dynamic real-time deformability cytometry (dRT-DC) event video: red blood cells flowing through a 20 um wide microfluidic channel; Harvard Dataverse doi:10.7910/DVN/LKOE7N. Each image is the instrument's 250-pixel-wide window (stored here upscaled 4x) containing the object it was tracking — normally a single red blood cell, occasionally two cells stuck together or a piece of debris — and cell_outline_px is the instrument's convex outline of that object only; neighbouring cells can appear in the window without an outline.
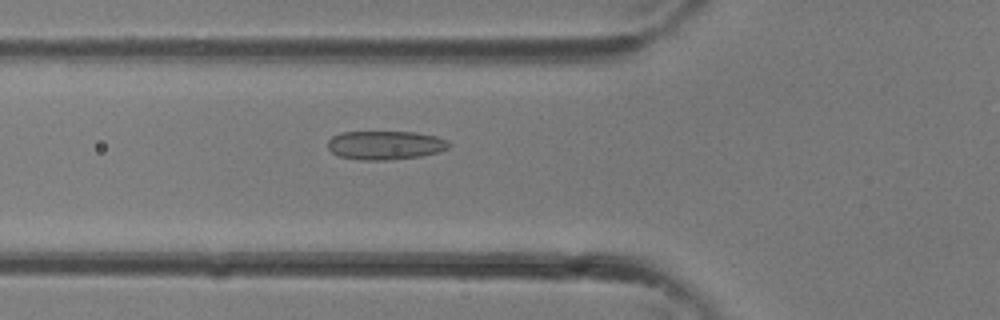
{"species": "common noctule bat (a hibernating species)", "species_latin": "Nyctalus noctula", "temperature_condition": "room temperature", "stored_images_in_passage": 33, "camera_frame_rate_fps": 3000, "um_per_image_px": 0.085, "animal": {"sex": "female"}, "frame": {"image": 1, "passage_image": 11, "time_ms": 3.333, "image_size_px": [1000, 320], "cell_outline_px": [[452, 144], [448, 148], [440, 152], [420, 156], [388, 160], [360, 160], [340, 156], [332, 152], [328, 148], [328, 140], [332, 136], [340, 132], [416, 132], [436, 136], [448, 140]], "centroid_in_image_um": [32.77, 12.34], "position_along_channel_um": 93.0, "area_um2": 20.46}}
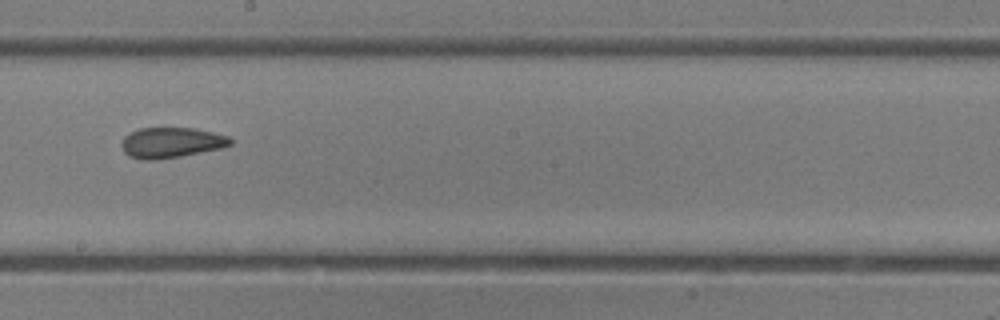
{"frame": {"image": 2, "passage_image": 18, "time_ms": 5.667, "image_size_px": [1000, 320], "cell_outline_px": [[232, 144], [220, 148], [180, 156], [156, 160], [140, 160], [128, 156], [124, 152], [120, 144], [124, 136], [140, 128], [192, 128], [212, 132], [228, 136], [232, 140]], "centroid_in_image_um": [14.51, 12.13], "position_along_channel_um": 233.7, "area_um2": 19.25}}
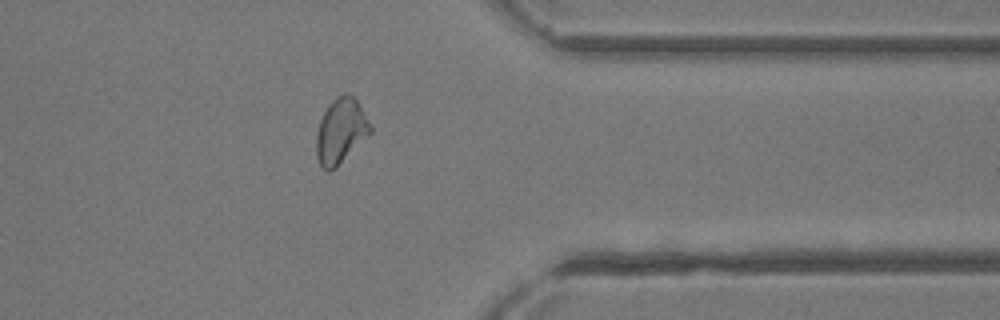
{"frame": {"image": 3, "passage_image": 26, "time_ms": 8.333, "image_size_px": [1000, 320], "cell_outline_px": [[372, 132], [336, 168], [328, 172], [320, 164], [316, 156], [316, 132], [320, 120], [324, 112], [332, 100], [336, 96], [344, 92], [348, 92], [356, 100], [372, 128]], "centroid_in_image_um": [28.95, 11.14], "position_along_channel_um": 382.5, "area_um2": 20.4}}